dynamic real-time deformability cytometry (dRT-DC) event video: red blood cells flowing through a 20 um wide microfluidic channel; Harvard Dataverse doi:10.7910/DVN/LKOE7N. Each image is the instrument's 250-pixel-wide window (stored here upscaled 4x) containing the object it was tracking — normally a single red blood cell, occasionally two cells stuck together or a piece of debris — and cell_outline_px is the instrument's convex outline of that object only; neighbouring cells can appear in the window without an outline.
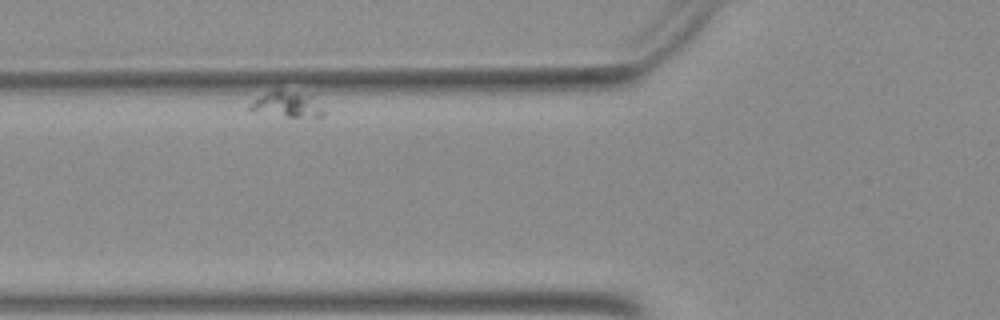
{"species": "Egyptian fruit bat (a non-hibernating species)", "species_latin": "Rousettus aegyptiacus", "temperature_condition": "warm", "stored_images_in_passage": 41, "segment_of_instrument_passage": [2, 2], "camera_frame_rate_fps": 3000, "um_per_image_px": 0.085, "animal": {"sex": "female"}, "frame": {"image": 1, "passage_image": 7, "time_ms": 2.0, "image_size_px": [1000, 320], "cell_outline_px": [[324, 116], [288, 116], [248, 108], [248, 104], [272, 88], [280, 88], [312, 96], [324, 112]], "centroid_in_image_um": [24.39, 8.81], "position_along_channel_um": 101.4, "area_um2": 10.52}}
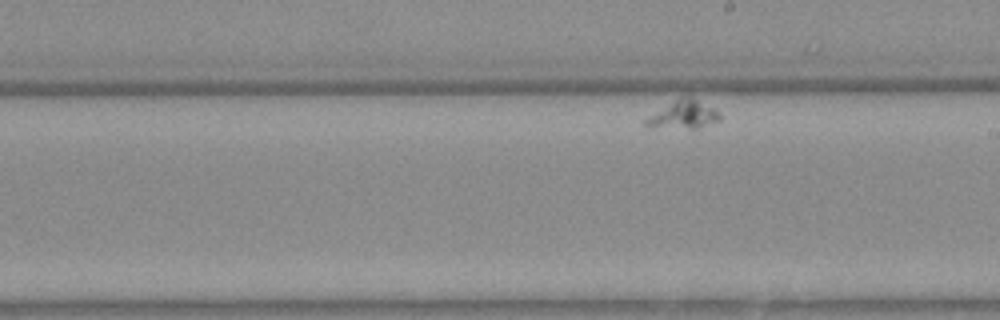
{"frame": {"image": 2, "passage_image": 24, "time_ms": 7.667, "image_size_px": [1000, 320], "cell_outline_px": [[720, 120], [700, 128], [648, 128], [644, 124], [644, 120], [680, 96], [692, 96], [720, 112]], "centroid_in_image_um": [58.1, 9.75], "position_along_channel_um": 230.9, "area_um2": 12.2}}
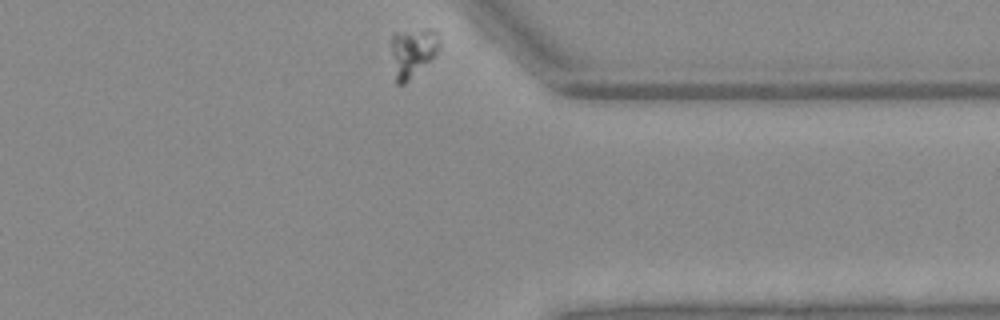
{"frame": {"image": 3, "passage_image": 41, "time_ms": 13.333, "image_size_px": [1000, 320], "cell_outline_px": [[440, 44], [432, 60], [404, 84], [396, 84], [392, 52], [392, 32], [428, 28], [436, 28]], "centroid_in_image_um": [35.1, 4.4], "position_along_channel_um": 376.3, "area_um2": 13.93}}